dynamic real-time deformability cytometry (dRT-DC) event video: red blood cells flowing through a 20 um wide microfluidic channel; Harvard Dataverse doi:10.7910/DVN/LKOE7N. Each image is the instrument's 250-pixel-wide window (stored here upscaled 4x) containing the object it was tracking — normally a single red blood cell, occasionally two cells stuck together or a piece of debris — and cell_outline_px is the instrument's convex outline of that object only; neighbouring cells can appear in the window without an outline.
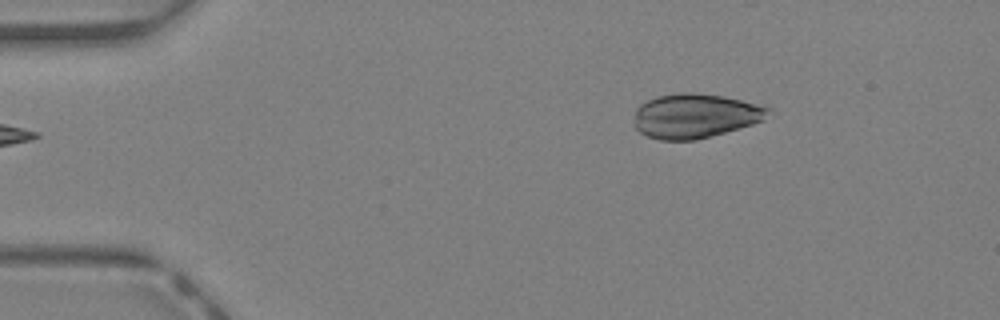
{"species": "Egyptian fruit bat (a non-hibernating species)", "species_latin": "Rousettus aegyptiacus", "temperature_condition": "warm", "stored_images_in_passage": 37, "camera_frame_rate_fps": 3000, "um_per_image_px": 0.085, "animal": {"sex": "female"}, "frame": {"image": 1, "passage_image": 1, "time_ms": 0.0, "image_size_px": [1000, 320], "cell_outline_px": [[772, 108], [764, 120], [752, 124], [696, 140], [660, 140], [648, 136], [640, 132], [636, 128], [636, 108], [640, 104], [648, 100], [660, 96], [684, 92], [688, 92], [724, 96], [768, 104]], "centroid_in_image_um": [59.17, 9.83], "position_along_channel_um": 25.8, "area_um2": 34.74}}
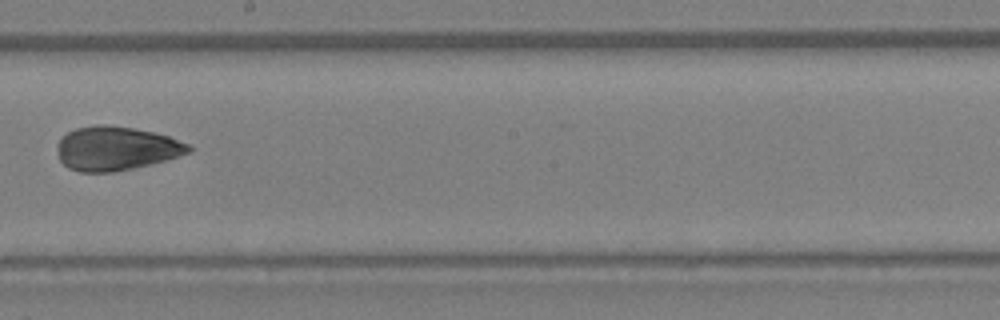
{"frame": {"image": 2, "passage_image": 19, "time_ms": 6.0, "image_size_px": [1000, 320], "cell_outline_px": [[192, 148], [188, 152], [164, 160], [132, 168], [112, 172], [80, 172], [68, 168], [60, 160], [60, 140], [68, 132], [76, 128], [96, 124], [104, 124], [132, 128], [152, 132], [168, 136], [192, 144]], "centroid_in_image_um": [9.89, 12.61], "position_along_channel_um": 238.3, "area_um2": 33.06}}
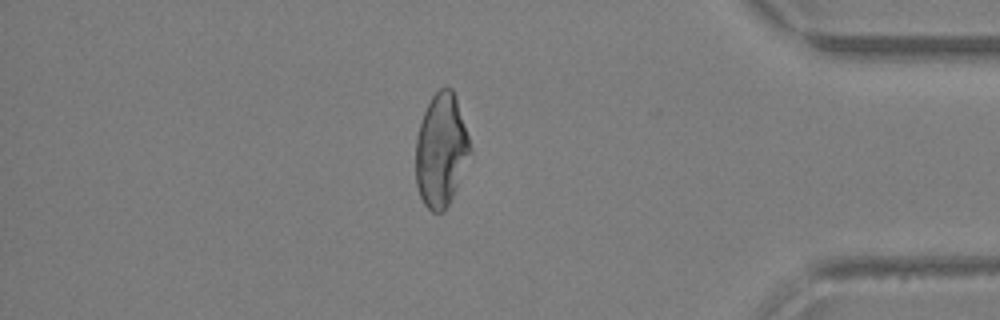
{"frame": {"image": 3, "passage_image": 31, "time_ms": 10.0, "image_size_px": [1000, 320], "cell_outline_px": [[472, 152], [456, 188], [444, 212], [432, 212], [424, 204], [420, 196], [416, 184], [416, 136], [424, 112], [432, 96], [440, 88], [452, 88], [456, 96], [472, 148]], "centroid_in_image_um": [37.5, 12.77], "position_along_channel_um": 397.7, "area_um2": 35.78}}